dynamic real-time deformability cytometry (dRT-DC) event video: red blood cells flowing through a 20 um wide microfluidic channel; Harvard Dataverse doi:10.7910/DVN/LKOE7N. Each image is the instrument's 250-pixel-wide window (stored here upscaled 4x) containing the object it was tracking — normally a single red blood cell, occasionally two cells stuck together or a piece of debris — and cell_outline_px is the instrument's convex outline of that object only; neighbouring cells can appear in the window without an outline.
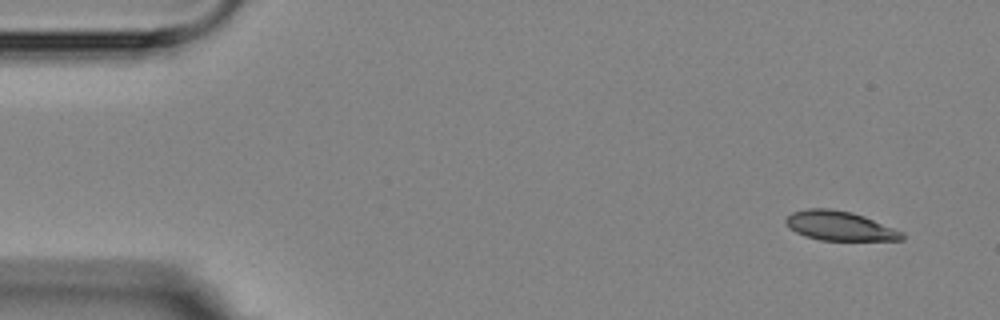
{"species": "Egyptian fruit bat (a non-hibernating species)", "species_latin": "Rousettus aegyptiacus", "temperature_condition": "room temperature", "stored_images_in_passage": 16, "camera_frame_rate_fps": 3000, "um_per_image_px": 0.085, "animal": {"sex": "female"}, "frame": {"image": 1, "passage_image": 1, "time_ms": 0.0, "image_size_px": [1000, 320], "cell_outline_px": [[904, 240], [820, 240], [804, 236], [796, 232], [784, 220], [792, 212], [808, 208], [828, 208], [852, 212], [864, 216], [904, 232]], "centroid_in_image_um": [71.39, 19.2], "position_along_channel_um": 13.6, "area_um2": 19.77}}
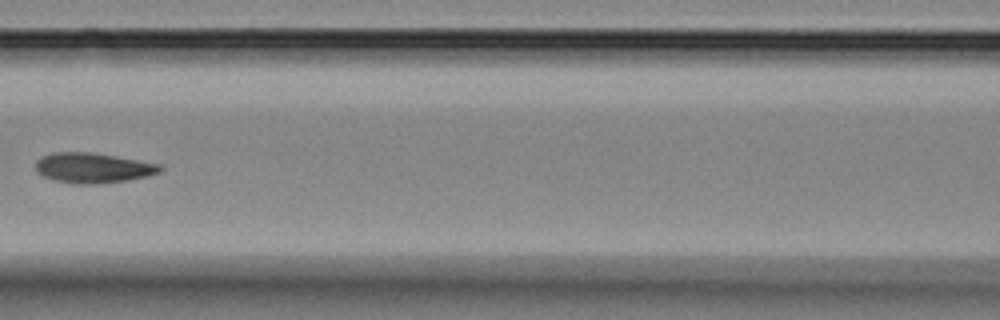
{"frame": {"image": 2, "passage_image": 7, "time_ms": 7.0, "image_size_px": [1000, 320], "cell_outline_px": [[164, 168], [160, 172], [148, 176], [128, 180], [92, 184], [76, 184], [56, 180], [44, 176], [36, 172], [36, 160], [40, 156], [52, 152], [88, 152], [160, 164]], "centroid_in_image_um": [7.87, 14.27], "position_along_channel_um": 158.7, "area_um2": 21.68}}
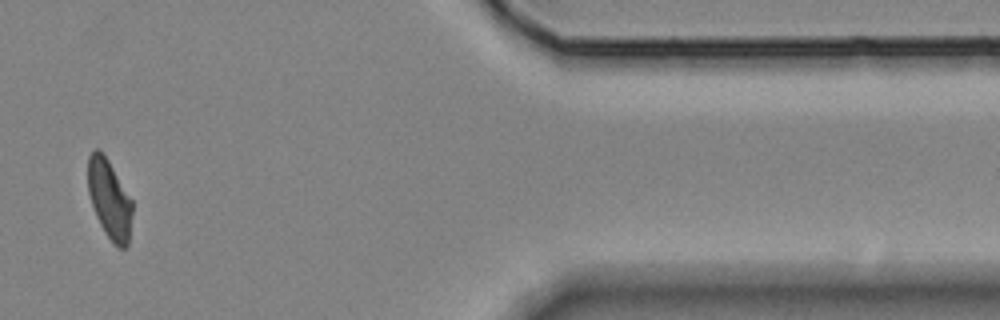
{"frame": {"image": 3, "passage_image": 14, "time_ms": 15.0, "image_size_px": [1000, 320], "cell_outline_px": [[132, 212], [128, 244], [124, 248], [116, 248], [112, 244], [104, 232], [96, 216], [88, 192], [88, 156], [96, 148], [100, 148], [108, 160], [132, 200]], "centroid_in_image_um": [9.29, 16.95], "position_along_channel_um": 402.1, "area_um2": 20.46}, "authors_computed_cell_mechanics": {"area_um2": 21.2126, "velocity_mm_per_s": 3.5791, "shape_relaxation_time_tau1_ms": 6.3314, "shape_relaxation_time_tau2_ms": 2.581, "deformation_change_tau1": 0.1652, "deformation_change_tau2": 0.0843}}